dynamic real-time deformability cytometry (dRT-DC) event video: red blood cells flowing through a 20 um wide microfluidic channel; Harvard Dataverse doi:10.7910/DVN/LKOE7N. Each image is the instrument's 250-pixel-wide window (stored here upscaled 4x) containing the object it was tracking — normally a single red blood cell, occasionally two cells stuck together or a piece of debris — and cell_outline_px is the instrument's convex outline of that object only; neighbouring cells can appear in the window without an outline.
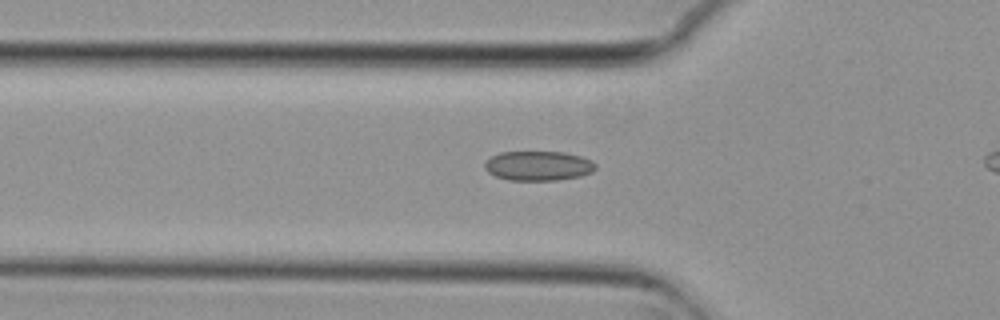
{"species": "common noctule bat (a hibernating species)", "species_latin": "Nyctalus noctula", "temperature_condition": "cold", "stored_images_in_passage": 48, "camera_frame_rate_fps": 3000, "um_per_image_px": 0.085, "animal": {"sex": "female", "body_mass_g": 29.2, "forearm_length_mm": 56.3}, "frame": {"image": 1, "passage_image": 19, "time_ms": 6.0, "image_size_px": [1000, 320], "cell_outline_px": [[596, 168], [592, 172], [580, 176], [556, 180], [508, 180], [496, 176], [488, 172], [484, 168], [484, 164], [492, 156], [500, 152], [564, 152], [580, 156], [592, 160], [596, 164]], "centroid_in_image_um": [45.77, 14.09], "position_along_channel_um": 80.0, "area_um2": 19.07}}
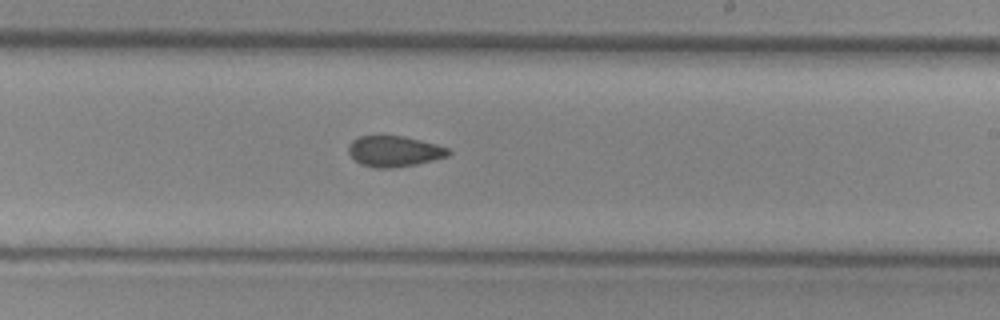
{"frame": {"image": 2, "passage_image": 33, "time_ms": 10.667, "image_size_px": [1000, 320], "cell_outline_px": [[452, 152], [448, 156], [416, 164], [392, 168], [372, 168], [360, 164], [348, 152], [348, 144], [352, 140], [360, 136], [380, 132], [404, 136], [436, 144], [448, 148]], "centroid_in_image_um": [33.46, 12.81], "position_along_channel_um": 255.5, "area_um2": 18.55}}
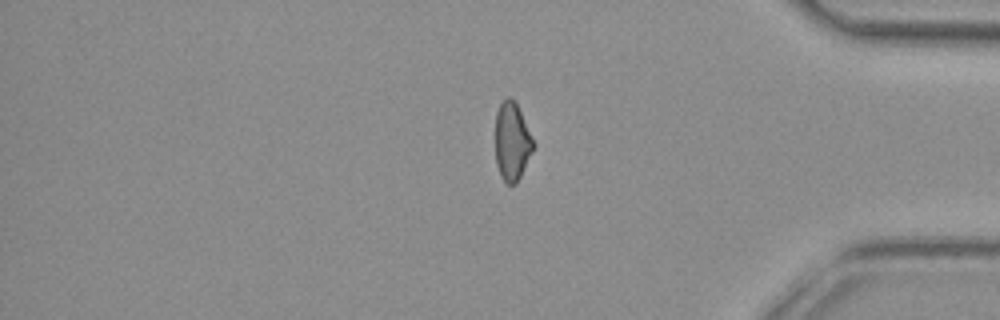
{"frame": {"image": 3, "passage_image": 46, "time_ms": 15.0, "image_size_px": [1000, 320], "cell_outline_px": [[536, 144], [516, 184], [508, 184], [500, 176], [496, 164], [496, 112], [500, 104], [508, 96], [516, 104]], "centroid_in_image_um": [43.52, 12.05], "position_along_channel_um": 391.7, "area_um2": 17.05}, "authors_computed_cell_mechanics": {"area_um2": 18.7561, "velocity_mm_per_s": 3.7438, "shape_relaxation_time_tau1_ms": null, "shape_relaxation_time_tau2_ms": 3.0453, "deformation_change_tau1": null, "deformation_change_tau2": 0.0727}}